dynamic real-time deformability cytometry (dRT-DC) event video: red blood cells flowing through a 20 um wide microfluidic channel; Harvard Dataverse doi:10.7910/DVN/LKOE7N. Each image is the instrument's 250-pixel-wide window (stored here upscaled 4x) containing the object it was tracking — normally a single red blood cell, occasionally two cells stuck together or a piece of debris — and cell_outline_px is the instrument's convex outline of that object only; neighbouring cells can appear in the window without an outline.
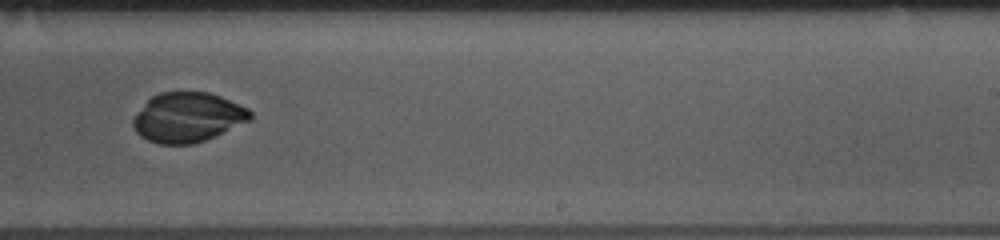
{"species": "common noctule bat (a hibernating species)", "species_latin": "Nyctalus noctula", "temperature_condition": "room temperature", "stored_images_in_passage": 53, "camera_frame_rate_fps": 3000, "um_per_image_px": 0.085, "animal": {"sex": "female", "body_mass_g": 10.0, "forearm_length_mm": 53.1}, "frame": {"image": 1, "passage_image": 33, "time_ms": 10.667, "image_size_px": [1000, 240], "cell_outline_px": [[252, 120], [204, 140], [192, 144], [160, 144], [148, 140], [140, 136], [136, 132], [132, 124], [132, 120], [136, 112], [152, 96], [160, 92], [208, 92], [220, 96], [248, 108], [252, 112]], "centroid_in_image_um": [15.95, 9.97], "position_along_channel_um": 273.1, "area_um2": 33.87}}
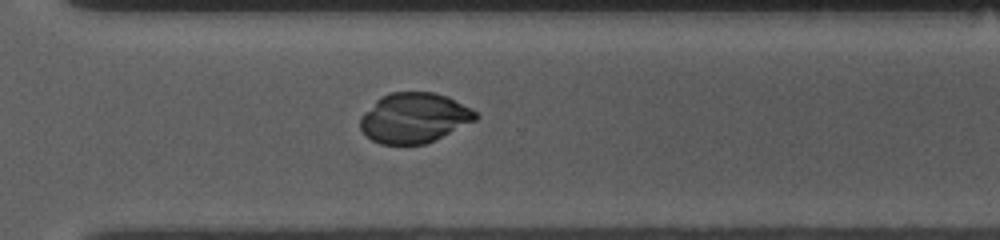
{"frame": {"image": 2, "passage_image": 38, "time_ms": 12.333, "image_size_px": [1000, 240], "cell_outline_px": [[480, 116], [476, 120], [424, 144], [380, 144], [364, 136], [360, 128], [360, 116], [380, 96], [392, 92], [436, 92], [448, 96], [472, 108]], "centroid_in_image_um": [35.18, 10.0], "position_along_channel_um": 335.4, "area_um2": 33.76}}